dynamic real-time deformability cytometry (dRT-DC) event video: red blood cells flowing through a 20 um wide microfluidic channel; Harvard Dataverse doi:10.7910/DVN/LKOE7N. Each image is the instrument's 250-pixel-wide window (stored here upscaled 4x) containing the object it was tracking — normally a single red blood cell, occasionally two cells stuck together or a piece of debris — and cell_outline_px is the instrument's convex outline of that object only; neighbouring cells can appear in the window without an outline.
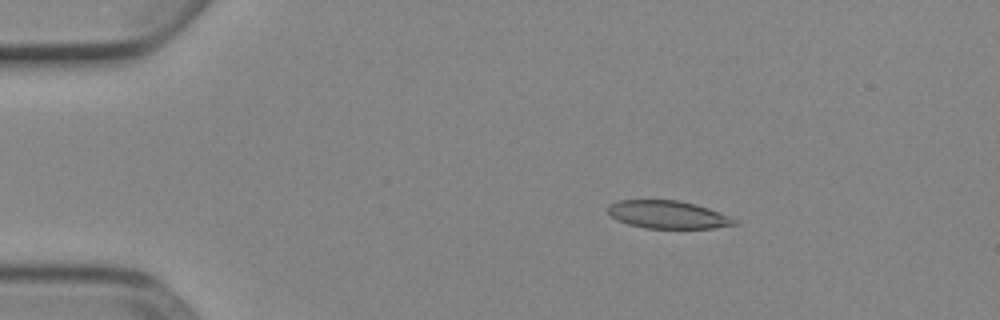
{"species": "Egyptian fruit bat (a non-hibernating species)", "species_latin": "Rousettus aegyptiacus", "temperature_condition": "cold", "stored_images_in_passage": 5, "camera_frame_rate_fps": 3000, "um_per_image_px": 0.085, "animal": {"sex": "female"}, "frame": {"image": 1, "passage_image": 3, "time_ms": 0.667, "image_size_px": [1000, 320], "cell_outline_px": [[740, 224], [712, 228], [644, 228], [628, 224], [612, 216], [608, 212], [608, 204], [620, 200], [680, 200], [696, 204], [708, 208], [728, 216], [736, 220]], "centroid_in_image_um": [56.77, 18.24], "position_along_channel_um": 28.2, "area_um2": 20.4}}
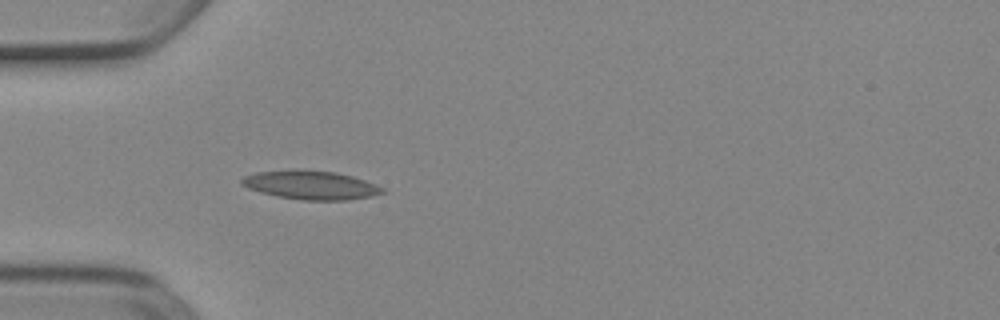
{"frame": {"image": 2, "passage_image": 5, "time_ms": 1.333, "image_size_px": [1000, 320], "cell_outline_px": [[388, 192], [372, 196], [344, 200], [300, 200], [276, 196], [260, 192], [248, 188], [240, 184], [240, 180], [244, 176], [256, 172], [288, 168], [296, 168], [336, 172], [352, 176], [364, 180], [384, 188]], "centroid_in_image_um": [26.38, 15.71], "position_along_channel_um": 58.6, "area_um2": 24.04}}